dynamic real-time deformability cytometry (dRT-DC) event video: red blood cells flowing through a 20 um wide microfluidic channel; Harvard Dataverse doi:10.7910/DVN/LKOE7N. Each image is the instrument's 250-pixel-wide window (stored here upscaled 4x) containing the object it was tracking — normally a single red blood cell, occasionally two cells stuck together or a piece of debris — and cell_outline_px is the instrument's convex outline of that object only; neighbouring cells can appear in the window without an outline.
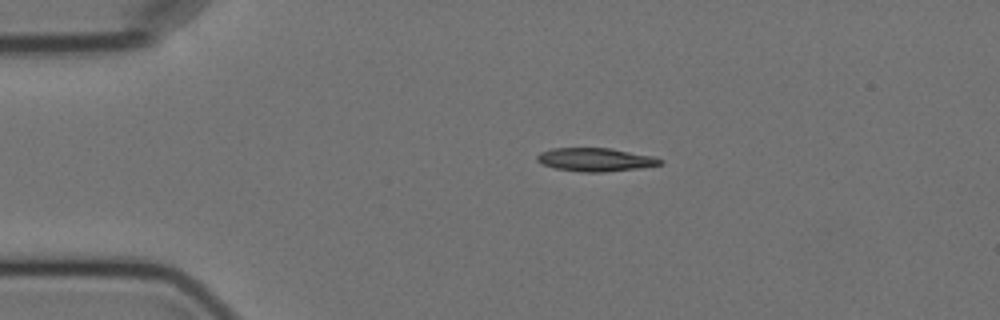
{"species": "Egyptian fruit bat (a non-hibernating species)", "species_latin": "Rousettus aegyptiacus", "temperature_condition": "cold", "stored_images_in_passage": 4, "camera_frame_rate_fps": 3000, "um_per_image_px": 0.085, "animal": {"sex": "female"}, "frame": {"image": 1, "passage_image": 3, "time_ms": 2.333, "image_size_px": [1000, 320], "cell_outline_px": [[664, 160], [660, 164], [640, 168], [604, 172], [584, 172], [556, 168], [544, 164], [536, 160], [536, 156], [540, 152], [552, 148], [612, 148], [652, 156]], "centroid_in_image_um": [50.61, 13.56], "position_along_channel_um": 34.4, "area_um2": 16.65}}